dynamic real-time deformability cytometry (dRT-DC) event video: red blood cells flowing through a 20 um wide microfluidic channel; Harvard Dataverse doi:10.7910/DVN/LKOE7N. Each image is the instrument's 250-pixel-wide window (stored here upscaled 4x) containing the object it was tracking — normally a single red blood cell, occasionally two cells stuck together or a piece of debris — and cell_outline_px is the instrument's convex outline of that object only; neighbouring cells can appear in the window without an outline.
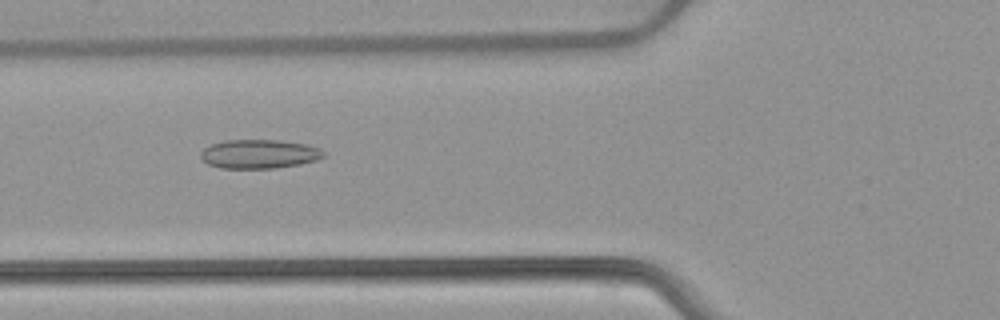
{"species": "common noctule bat (a hibernating species)", "species_latin": "Nyctalus noctula", "temperature_condition": "warm", "stored_images_in_passage": 40, "camera_frame_rate_fps": 3000, "um_per_image_px": 0.085, "animal": {"sex": "female", "body_mass_g": 22.7, "forearm_length_mm": 54.2}, "frame": {"image": 1, "passage_image": 7, "time_ms": 2.0, "image_size_px": [1000, 320], "cell_outline_px": [[324, 156], [316, 160], [300, 164], [276, 168], [220, 168], [208, 164], [200, 156], [200, 152], [204, 148], [212, 144], [224, 140], [280, 140], [308, 144], [320, 148], [324, 152]], "centroid_in_image_um": [22.04, 13.08], "position_along_channel_um": 103.8, "area_um2": 20.81}}
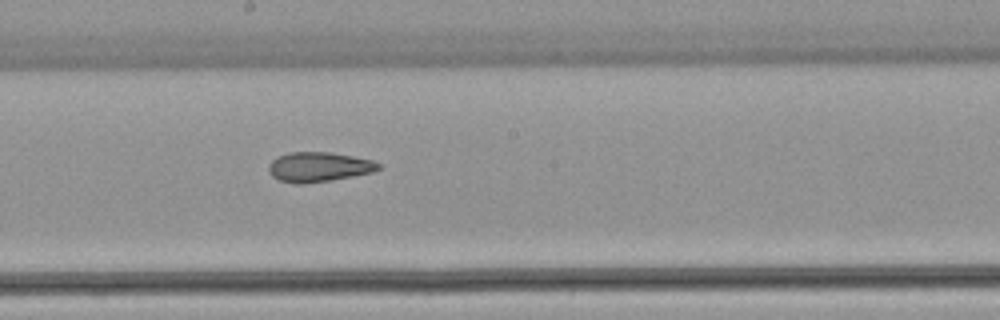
{"frame": {"image": 2, "passage_image": 16, "time_ms": 5.0, "image_size_px": [1000, 320], "cell_outline_px": [[384, 164], [380, 168], [372, 172], [332, 180], [300, 184], [296, 184], [280, 180], [272, 176], [268, 172], [268, 164], [276, 156], [288, 152], [332, 152], [372, 160]], "centroid_in_image_um": [27.08, 14.18], "position_along_channel_um": 221.1, "area_um2": 19.19}}
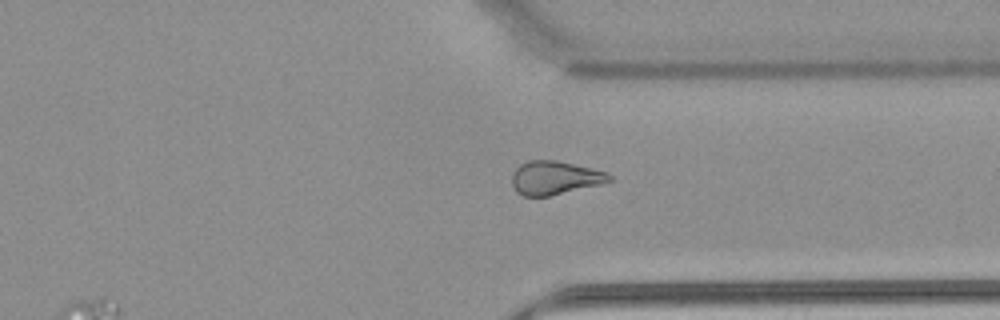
{"frame": {"image": 3, "passage_image": 27, "time_ms": 8.667, "image_size_px": [1000, 320], "cell_outline_px": [[612, 180], [600, 184], [548, 196], [524, 196], [516, 192], [512, 184], [512, 172], [520, 164], [528, 160], [556, 160], [608, 172], [612, 176]], "centroid_in_image_um": [47.13, 15.1], "position_along_channel_um": 364.3, "area_um2": 18.96}, "authors_computed_cell_mechanics": {"area_um2": 19.7098, "velocity_mm_per_s": 3.9002, "shape_relaxation_time_tau1_ms": null, "shape_relaxation_time_tau2_ms": 3.6799, "deformation_change_tau1": null, "deformation_change_tau2": 0.1195}}